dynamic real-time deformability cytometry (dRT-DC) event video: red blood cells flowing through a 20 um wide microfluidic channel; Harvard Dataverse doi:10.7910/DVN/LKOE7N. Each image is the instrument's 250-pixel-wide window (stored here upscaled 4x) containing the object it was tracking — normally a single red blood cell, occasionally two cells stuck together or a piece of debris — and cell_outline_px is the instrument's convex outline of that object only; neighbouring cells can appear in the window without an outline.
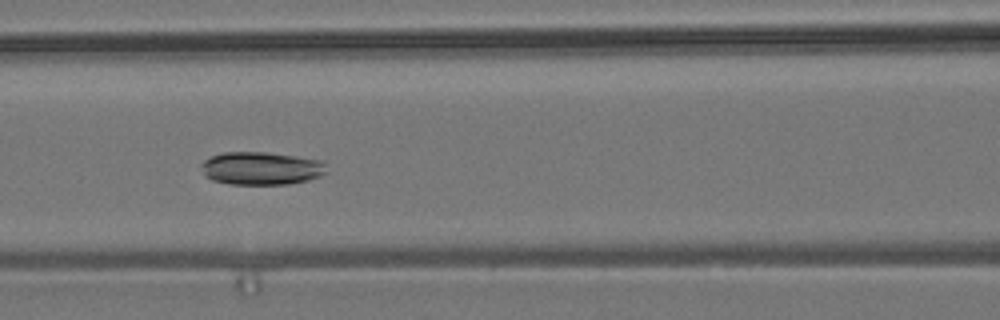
{"species": "common noctule bat (a hibernating species)", "species_latin": "Nyctalus noctula", "temperature_condition": "room temperature", "stored_images_in_passage": 6, "camera_frame_rate_fps": 3000, "um_per_image_px": 0.085, "animal": {"sex": "male", "body_mass_g": 19.2, "forearm_length_mm": 51.8}, "frame": {"image": 1, "passage_image": 6, "time_ms": 5.667, "image_size_px": [1000, 320], "cell_outline_px": [[324, 172], [320, 176], [308, 180], [288, 184], [232, 184], [212, 180], [204, 176], [204, 160], [212, 156], [224, 152], [264, 152], [296, 156], [324, 160]], "centroid_in_image_um": [22.22, 14.3], "position_along_channel_um": 144.4, "area_um2": 23.81}}